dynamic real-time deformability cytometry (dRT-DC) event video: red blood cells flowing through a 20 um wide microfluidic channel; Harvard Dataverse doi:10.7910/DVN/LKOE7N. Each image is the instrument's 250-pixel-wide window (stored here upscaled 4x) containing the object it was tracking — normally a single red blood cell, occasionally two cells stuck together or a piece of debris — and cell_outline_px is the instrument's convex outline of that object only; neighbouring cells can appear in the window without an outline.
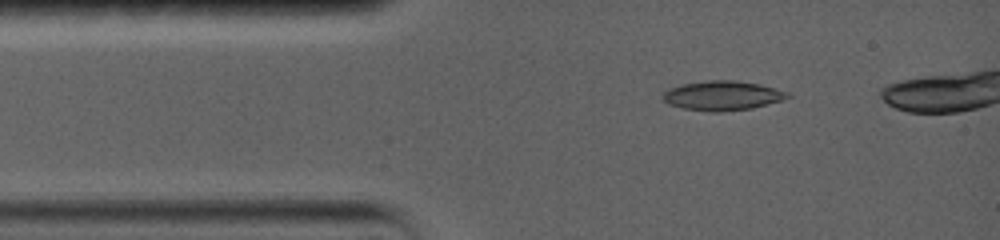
{"species": "common noctule bat (a hibernating species)", "species_latin": "Nyctalus noctula", "temperature_condition": "warm", "stored_images_in_passage": 8, "camera_frame_rate_fps": 5000, "um_per_image_px": 0.085, "animal": {"sex": "female", "body_mass_g": 19.0, "forearm_length_mm": 56.7}, "frame": {"image": 1, "passage_image": 2, "time_ms": 1.0, "image_size_px": [1000, 240], "cell_outline_px": [[792, 96], [780, 100], [752, 108], [720, 112], [708, 112], [684, 108], [668, 104], [660, 96], [668, 88], [680, 84], [704, 80], [736, 80], [760, 84], [788, 92]], "centroid_in_image_um": [61.35, 8.12], "position_along_channel_um": 23.6, "area_um2": 21.56}}
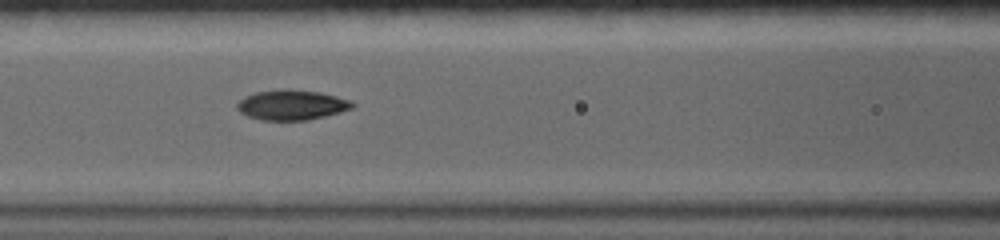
{"frame": {"image": 2, "passage_image": 6, "time_ms": 5.0, "image_size_px": [1000, 240], "cell_outline_px": [[356, 104], [352, 108], [340, 112], [308, 120], [260, 120], [248, 116], [240, 112], [236, 108], [236, 104], [244, 96], [256, 92], [280, 88], [288, 88], [320, 92], [336, 96], [348, 100]], "centroid_in_image_um": [24.76, 8.9], "position_along_channel_um": 141.8, "area_um2": 20.35}}
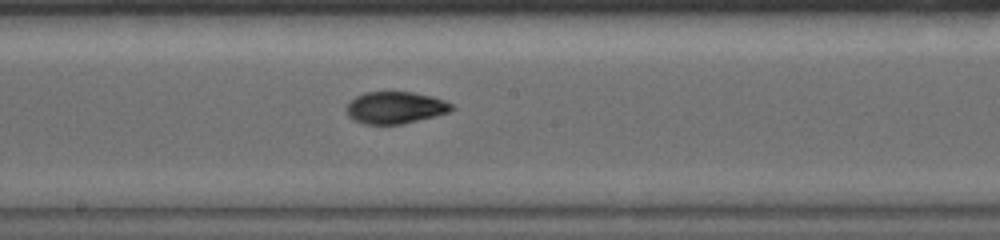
{"frame": {"image": 3, "passage_image": 8, "time_ms": 7.0, "image_size_px": [1000, 240], "cell_outline_px": [[456, 108], [448, 112], [436, 116], [400, 124], [364, 124], [348, 116], [348, 104], [356, 96], [364, 92], [412, 92], [432, 96], [444, 100], [452, 104]], "centroid_in_image_um": [33.64, 9.14], "position_along_channel_um": 214.6, "area_um2": 19.42}}